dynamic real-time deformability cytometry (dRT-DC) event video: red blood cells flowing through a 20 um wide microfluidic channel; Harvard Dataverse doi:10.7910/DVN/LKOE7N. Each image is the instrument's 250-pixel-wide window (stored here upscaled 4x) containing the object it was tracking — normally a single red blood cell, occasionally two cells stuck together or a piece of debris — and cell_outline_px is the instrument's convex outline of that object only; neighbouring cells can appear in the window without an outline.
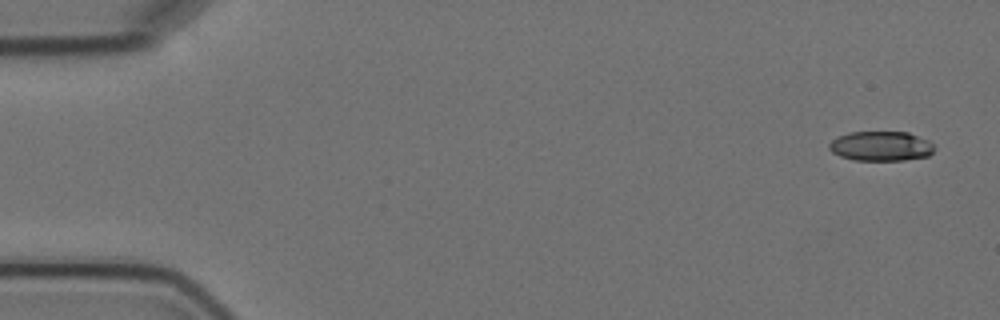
{"species": "Egyptian fruit bat (a non-hibernating species)", "species_latin": "Rousettus aegyptiacus", "temperature_condition": "cold", "stored_images_in_passage": 5, "camera_frame_rate_fps": 3000, "um_per_image_px": 0.085, "animal": {"sex": "female"}, "frame": {"image": 1, "passage_image": 1, "time_ms": 0.0, "image_size_px": [1000, 320], "cell_outline_px": [[936, 148], [928, 156], [904, 160], [856, 160], [840, 156], [832, 152], [828, 148], [828, 144], [836, 136], [848, 132], [908, 132], [928, 140]], "centroid_in_image_um": [74.86, 12.41], "position_along_channel_um": 10.1, "area_um2": 18.26}}